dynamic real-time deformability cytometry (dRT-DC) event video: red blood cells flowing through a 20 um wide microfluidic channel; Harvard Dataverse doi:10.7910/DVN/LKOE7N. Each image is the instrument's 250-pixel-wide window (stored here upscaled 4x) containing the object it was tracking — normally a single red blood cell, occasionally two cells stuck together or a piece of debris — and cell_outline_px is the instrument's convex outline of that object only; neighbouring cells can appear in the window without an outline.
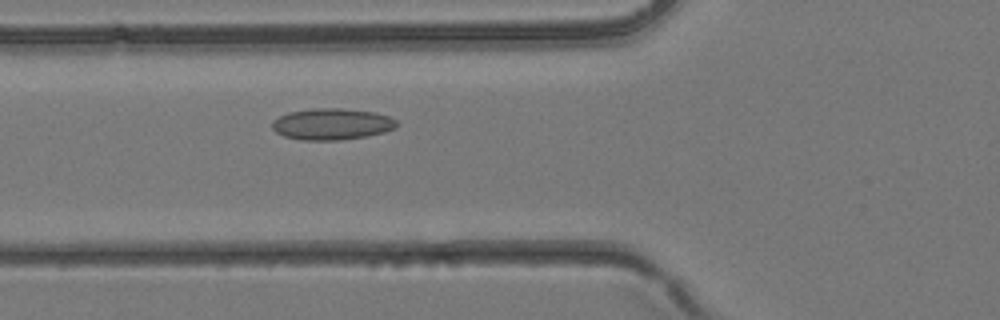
{"species": "common noctule bat (a hibernating species)", "species_latin": "Nyctalus noctula", "temperature_condition": "room temperature", "stored_images_in_passage": 29, "camera_frame_rate_fps": 3000, "um_per_image_px": 0.085, "animal": {"sex": "female", "body_mass_g": 24.6, "forearm_length_mm": 56.2}, "frame": {"image": 1, "passage_image": 4, "time_ms": 1.0, "image_size_px": [1000, 320], "cell_outline_px": [[396, 128], [384, 132], [364, 136], [340, 140], [300, 140], [284, 136], [276, 132], [272, 128], [272, 120], [288, 112], [312, 108], [340, 108], [376, 112], [388, 116], [396, 120]], "centroid_in_image_um": [28.18, 10.54], "position_along_channel_um": 97.6, "area_um2": 22.83}}
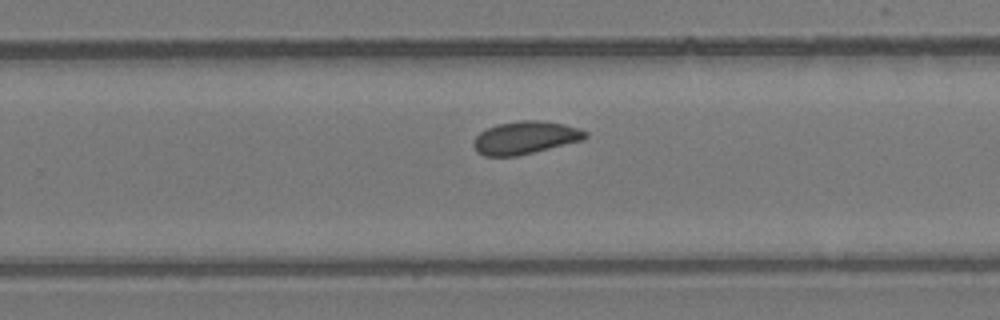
{"frame": {"image": 2, "passage_image": 15, "time_ms": 4.667, "image_size_px": [1000, 320], "cell_outline_px": [[588, 136], [584, 140], [516, 156], [484, 156], [476, 152], [472, 144], [476, 136], [480, 132], [496, 124], [516, 120], [540, 120], [564, 124], [580, 128], [588, 132]], "centroid_in_image_um": [44.65, 11.69], "position_along_channel_um": 285.2, "area_um2": 21.56}}
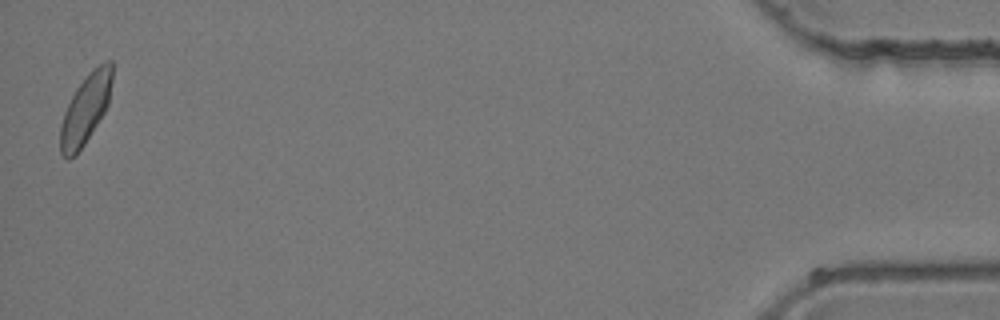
{"frame": {"image": 3, "passage_image": 29, "time_ms": 9.333, "image_size_px": [1000, 320], "cell_outline_px": [[112, 80], [108, 104], [104, 112], [84, 144], [76, 156], [68, 160], [60, 152], [60, 124], [64, 112], [76, 88], [88, 72], [92, 68], [104, 60], [112, 60]], "centroid_in_image_um": [7.27, 9.25], "position_along_channel_um": 427.9, "area_um2": 21.04}}